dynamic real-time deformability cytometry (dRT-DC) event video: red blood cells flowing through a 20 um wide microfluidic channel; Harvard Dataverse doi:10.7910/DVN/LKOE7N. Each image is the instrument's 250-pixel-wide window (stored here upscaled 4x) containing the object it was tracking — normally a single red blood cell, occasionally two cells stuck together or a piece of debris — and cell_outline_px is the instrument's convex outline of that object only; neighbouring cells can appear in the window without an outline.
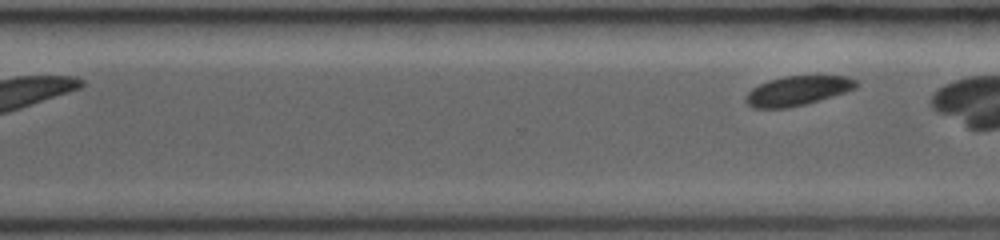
{"species": "common noctule bat (a hibernating species)", "species_latin": "Nyctalus noctula", "temperature_condition": "room temperature", "stored_images_in_passage": 17, "segment_of_instrument_passage": [2, 2], "camera_frame_rate_fps": 3000, "um_per_image_px": 0.085, "animal": {"sex": "female", "body_mass_g": 19.0, "forearm_length_mm": 53.3}, "frame": {"image": 1, "passage_image": 17, "time_ms": 8.333, "image_size_px": [1000, 240], "cell_outline_px": [[860, 84], [856, 88], [820, 100], [788, 108], [752, 108], [744, 100], [744, 96], [752, 88], [768, 80], [784, 76], [848, 76], [860, 80]], "centroid_in_image_um": [67.8, 7.71], "position_along_channel_um": 302.8, "area_um2": 19.13}}